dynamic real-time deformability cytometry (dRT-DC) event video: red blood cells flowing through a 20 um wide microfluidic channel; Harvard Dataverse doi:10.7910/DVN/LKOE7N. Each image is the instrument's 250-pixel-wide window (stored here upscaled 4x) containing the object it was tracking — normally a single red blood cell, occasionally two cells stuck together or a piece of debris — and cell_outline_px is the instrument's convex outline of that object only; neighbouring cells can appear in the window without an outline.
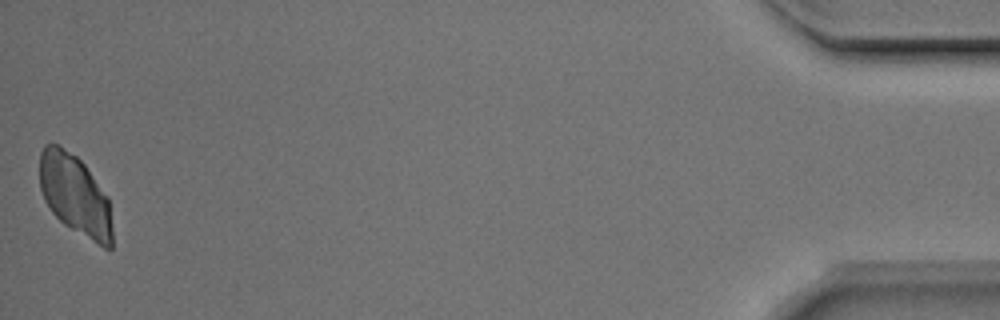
{"species": "Egyptian fruit bat (a non-hibernating species)", "species_latin": "Rousettus aegyptiacus", "temperature_condition": "room temperature", "stored_images_in_passage": 45, "camera_frame_rate_fps": 3000, "um_per_image_px": 0.085, "animal": {"sex": "male"}, "frame": {"image": 1, "passage_image": 45, "time_ms": 14.667, "image_size_px": [1000, 320], "cell_outline_px": [[112, 248], [104, 248], [64, 224], [52, 212], [44, 200], [40, 188], [40, 152], [44, 144], [56, 144], [76, 156], [84, 164], [108, 196], [112, 228]], "centroid_in_image_um": [6.38, 16.57], "position_along_channel_um": 428.8, "area_um2": 33.93}}